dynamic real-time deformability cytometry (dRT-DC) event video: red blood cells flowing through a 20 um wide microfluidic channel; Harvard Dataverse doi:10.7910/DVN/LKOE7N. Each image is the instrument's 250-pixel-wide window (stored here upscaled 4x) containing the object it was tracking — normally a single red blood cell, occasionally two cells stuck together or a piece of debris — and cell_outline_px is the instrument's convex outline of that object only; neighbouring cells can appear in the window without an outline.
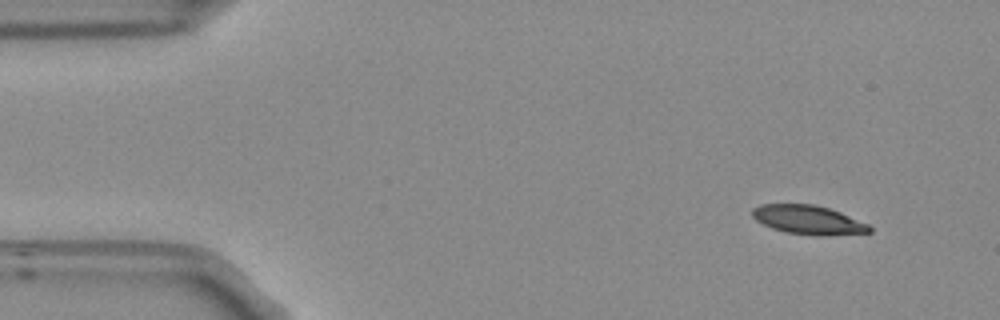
{"species": "Egyptian fruit bat (a non-hibernating species)", "species_latin": "Rousettus aegyptiacus", "temperature_condition": "room temperature", "stored_images_in_passage": 50, "camera_frame_rate_fps": 3000, "um_per_image_px": 0.085, "frame": {"image": 1, "passage_image": 1, "time_ms": 0.0, "image_size_px": [1000, 320], "cell_outline_px": [[872, 232], [820, 236], [788, 232], [772, 228], [756, 220], [752, 216], [752, 208], [760, 204], [812, 204], [828, 208], [840, 212], [868, 224], [872, 228]], "centroid_in_image_um": [68.7, 18.68], "position_along_channel_um": 16.3, "area_um2": 19.59}}
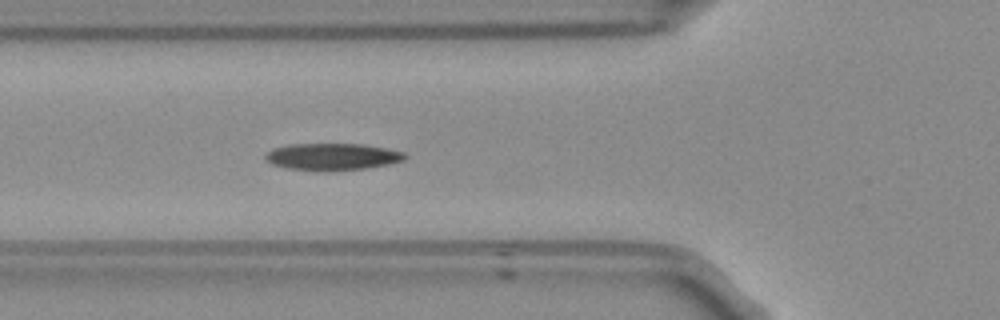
{"frame": {"image": 2, "passage_image": 15, "time_ms": 4.667, "image_size_px": [1000, 320], "cell_outline_px": [[408, 156], [404, 160], [388, 164], [364, 168], [328, 172], [288, 168], [272, 164], [264, 160], [264, 156], [272, 148], [292, 144], [364, 144], [404, 152]], "centroid_in_image_um": [28.23, 13.32], "position_along_channel_um": 97.6, "area_um2": 21.96}}
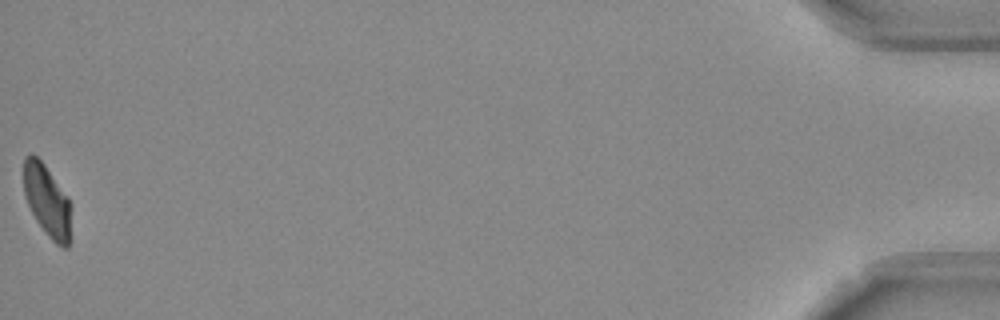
{"frame": {"image": 3, "passage_image": 50, "time_ms": 16.333, "image_size_px": [1000, 320], "cell_outline_px": [[72, 240], [68, 248], [64, 248], [56, 244], [48, 236], [36, 220], [28, 204], [24, 192], [24, 160], [32, 152], [44, 164], [68, 196], [72, 236]], "centroid_in_image_um": [4.04, 17.12], "position_along_channel_um": 431.2, "area_um2": 19.88}, "authors_computed_cell_mechanics": {"area_um2": 21.2415, "velocity_mm_per_s": 3.7572, "shape_relaxation_time_tau1_ms": 3.7797, "shape_relaxation_time_tau2_ms": 4.1678, "deformation_change_tau1": 0.1513, "deformation_change_tau2": 0.0838}}